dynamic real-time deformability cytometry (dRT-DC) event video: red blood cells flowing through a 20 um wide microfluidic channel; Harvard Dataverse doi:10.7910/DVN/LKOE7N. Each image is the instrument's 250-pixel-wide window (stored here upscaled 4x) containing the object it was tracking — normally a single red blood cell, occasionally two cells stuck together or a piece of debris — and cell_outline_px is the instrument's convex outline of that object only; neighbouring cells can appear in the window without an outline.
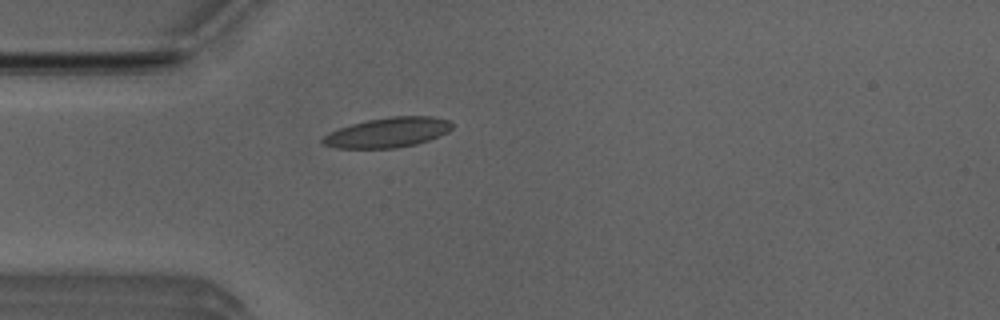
{"species": "Egyptian fruit bat (a non-hibernating species)", "species_latin": "Rousettus aegyptiacus", "temperature_condition": "room temperature", "stored_images_in_passage": 51, "camera_frame_rate_fps": 3000, "um_per_image_px": 0.085, "animal": {"sex": "male"}, "frame": {"image": 1, "passage_image": 14, "time_ms": 4.333, "image_size_px": [1000, 320], "cell_outline_px": [[452, 128], [448, 132], [428, 140], [416, 144], [396, 148], [336, 148], [324, 144], [320, 140], [324, 136], [340, 128], [352, 124], [368, 120], [392, 116], [432, 116], [452, 120]], "centroid_in_image_um": [33.01, 11.25], "position_along_channel_um": 52.0, "area_um2": 22.43}}
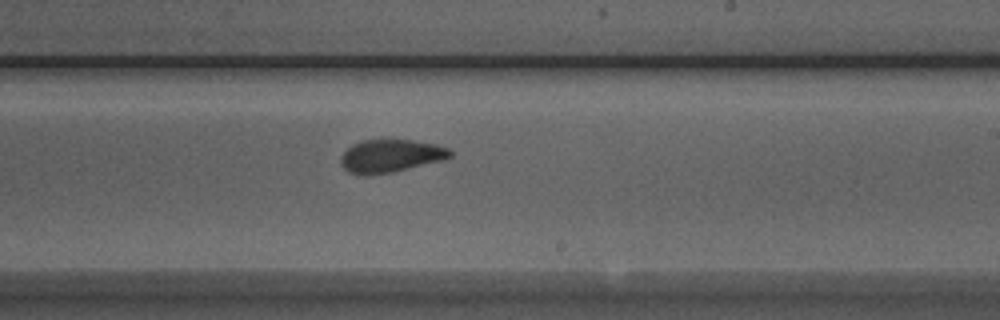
{"frame": {"image": 2, "passage_image": 30, "time_ms": 9.667, "image_size_px": [1000, 320], "cell_outline_px": [[452, 156], [448, 160], [392, 172], [368, 176], [364, 176], [348, 172], [340, 164], [340, 156], [352, 144], [364, 140], [412, 140], [436, 144], [448, 148], [452, 152]], "centroid_in_image_um": [33.22, 13.27], "position_along_channel_um": 255.8, "area_um2": 21.33}}
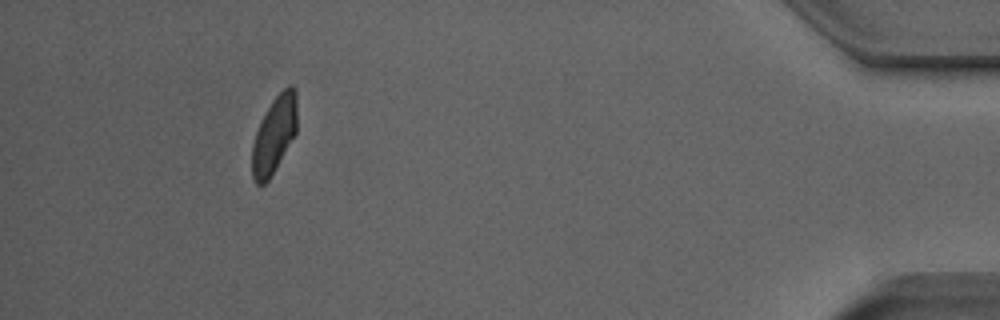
{"frame": {"image": 3, "passage_image": 47, "time_ms": 15.333, "image_size_px": [1000, 320], "cell_outline_px": [[296, 132], [268, 180], [264, 184], [256, 184], [252, 176], [252, 144], [256, 132], [272, 100], [288, 84], [292, 84], [296, 88]], "centroid_in_image_um": [23.31, 11.42], "position_along_channel_um": 411.9, "area_um2": 19.71}, "authors_computed_cell_mechanics": {"area_um2": 21.2126, "velocity_mm_per_s": 3.9487, "shape_relaxation_time_tau1_ms": 3.9315, "shape_relaxation_time_tau2_ms": 1.2153, "deformation_change_tau1": 0.1213, "deformation_change_tau2": 0.0757}}